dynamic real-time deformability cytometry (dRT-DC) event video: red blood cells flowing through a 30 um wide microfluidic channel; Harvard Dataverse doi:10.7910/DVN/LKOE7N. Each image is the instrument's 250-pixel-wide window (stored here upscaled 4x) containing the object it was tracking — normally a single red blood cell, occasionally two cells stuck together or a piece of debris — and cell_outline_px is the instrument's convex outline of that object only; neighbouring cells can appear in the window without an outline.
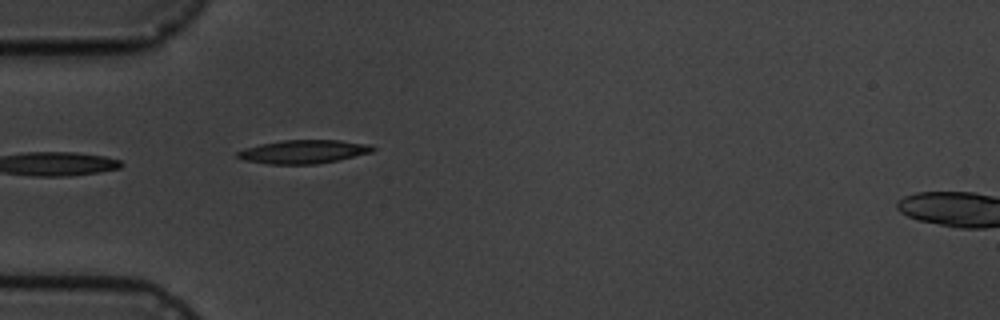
{"species": "common noctule bat (a hibernating species)", "species_latin": "Nyctalus noctula", "temperature_condition": "cold", "stored_images_in_passage": 2, "segment_of_instrument_passage": [1, 2], "camera_frame_rate_fps": 3000, "um_per_image_px": 0.085, "animal": {"sex": "male", "body_mass_g": 19.5, "forearm_length_mm": 54.6}, "frame": {"image": 1, "passage_image": 1, "time_ms": 0.0, "image_size_px": [1000, 320], "cell_outline_px": [[376, 148], [372, 152], [336, 160], [316, 164], [268, 164], [244, 160], [236, 156], [236, 152], [244, 148], [260, 144], [284, 140], [340, 140], [372, 144]], "centroid_in_image_um": [25.8, 12.89], "position_along_channel_um": 59.2, "area_um2": 18.55}}